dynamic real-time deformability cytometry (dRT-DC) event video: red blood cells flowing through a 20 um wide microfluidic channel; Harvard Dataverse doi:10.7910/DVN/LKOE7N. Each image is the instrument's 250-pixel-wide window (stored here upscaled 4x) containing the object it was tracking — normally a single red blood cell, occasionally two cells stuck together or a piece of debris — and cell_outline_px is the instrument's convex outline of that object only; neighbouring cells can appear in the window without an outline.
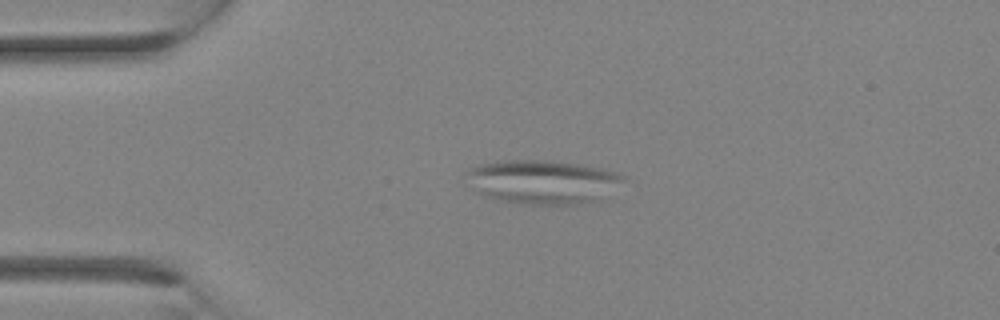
{"species": "Egyptian fruit bat (a non-hibernating species)", "species_latin": "Rousettus aegyptiacus", "temperature_condition": "room temperature", "stored_images_in_passage": 7, "camera_frame_rate_fps": 3000, "um_per_image_px": 0.085, "animal": {"sex": "female"}, "frame": {"image": 1, "passage_image": 1, "time_ms": 0.0, "image_size_px": [1000, 320], "cell_outline_px": [[628, 176], [592, 200], [572, 204], [524, 204], [500, 200], [476, 192], [468, 172], [468, 168], [480, 164], [504, 160], [548, 160], [576, 164], [600, 168], [620, 172]], "centroid_in_image_um": [46.07, 15.42], "position_along_channel_um": 38.9, "area_um2": 38.84}}
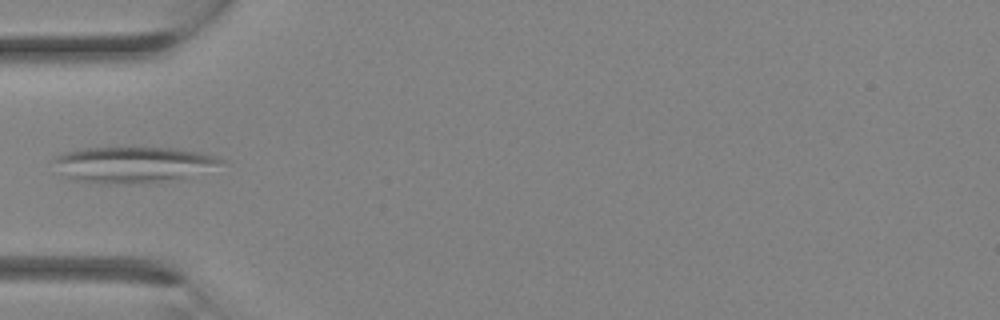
{"frame": {"image": 2, "passage_image": 4, "time_ms": 1.0, "image_size_px": [1000, 320], "cell_outline_px": [[228, 160], [188, 176], [156, 184], [100, 184], [68, 180], [60, 172], [52, 160], [56, 156], [64, 152], [80, 148], [128, 144], [176, 148], [200, 152], [220, 156]], "centroid_in_image_um": [11.24, 13.95], "position_along_channel_um": 73.8, "area_um2": 36.99}}